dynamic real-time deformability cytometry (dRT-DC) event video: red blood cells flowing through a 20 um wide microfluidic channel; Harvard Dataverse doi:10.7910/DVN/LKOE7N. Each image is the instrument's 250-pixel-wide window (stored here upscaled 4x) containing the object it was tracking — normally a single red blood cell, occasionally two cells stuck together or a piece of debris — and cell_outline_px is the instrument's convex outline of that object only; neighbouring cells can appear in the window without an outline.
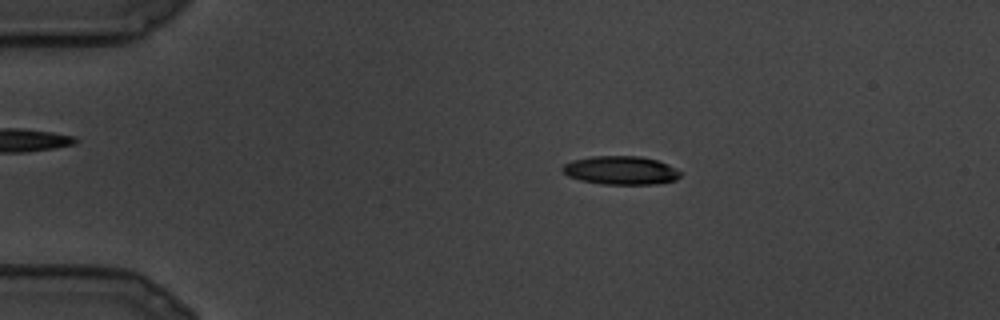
{"species": "common noctule bat (a hibernating species)", "species_latin": "Nyctalus noctula", "temperature_condition": "cold", "stored_images_in_passage": 13, "camera_frame_rate_fps": 3000, "um_per_image_px": 0.085, "animal": {"sex": "male", "body_mass_g": 19.5, "forearm_length_mm": 54.6}, "frame": {"image": 1, "passage_image": 5, "time_ms": 1.333, "image_size_px": [1000, 320], "cell_outline_px": [[680, 176], [676, 180], [656, 184], [600, 184], [580, 180], [568, 176], [560, 168], [564, 164], [572, 160], [592, 156], [640, 156], [656, 160], [668, 164], [680, 172]], "centroid_in_image_um": [52.74, 14.48], "position_along_channel_um": 32.3, "area_um2": 19.59}}
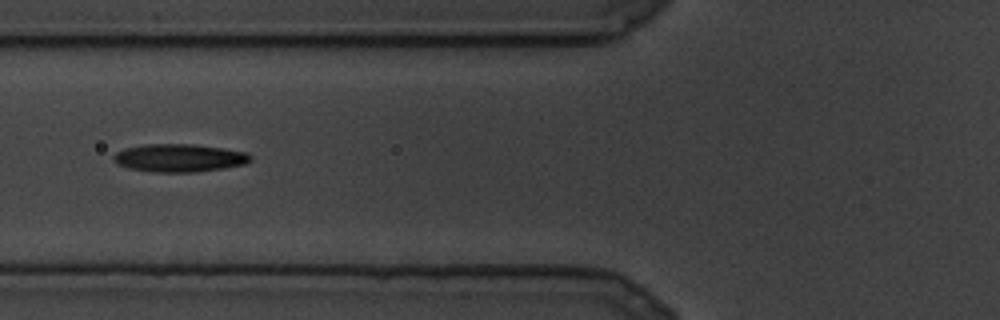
{"frame": {"image": 2, "passage_image": 10, "time_ms": 3.0, "image_size_px": [1000, 320], "cell_outline_px": [[252, 160], [244, 164], [224, 168], [196, 172], [152, 172], [128, 168], [116, 164], [112, 156], [116, 152], [124, 148], [144, 144], [192, 144], [248, 152], [252, 156]], "centroid_in_image_um": [15.22, 13.42], "position_along_channel_um": 110.6, "area_um2": 22.43}}
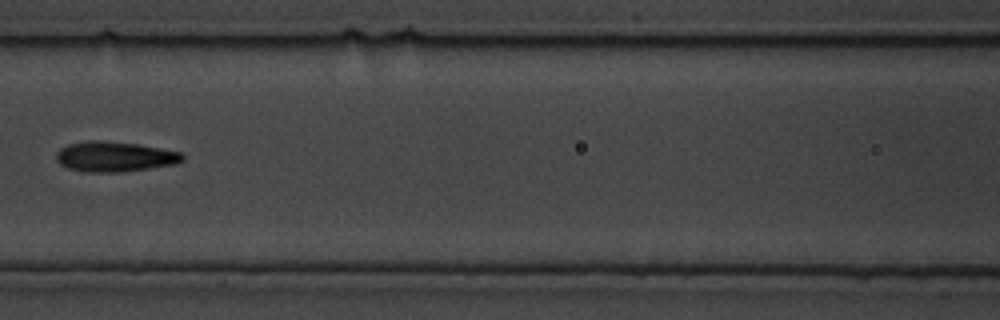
{"frame": {"image": 3, "passage_image": 12, "time_ms": 3.667, "image_size_px": [1000, 320], "cell_outline_px": [[184, 160], [176, 164], [120, 172], [88, 172], [68, 168], [60, 164], [56, 160], [56, 152], [60, 148], [68, 144], [92, 140], [100, 140], [136, 144], [160, 148], [180, 152], [184, 156]], "centroid_in_image_um": [9.73, 13.31], "position_along_channel_um": 156.9, "area_um2": 22.08}}